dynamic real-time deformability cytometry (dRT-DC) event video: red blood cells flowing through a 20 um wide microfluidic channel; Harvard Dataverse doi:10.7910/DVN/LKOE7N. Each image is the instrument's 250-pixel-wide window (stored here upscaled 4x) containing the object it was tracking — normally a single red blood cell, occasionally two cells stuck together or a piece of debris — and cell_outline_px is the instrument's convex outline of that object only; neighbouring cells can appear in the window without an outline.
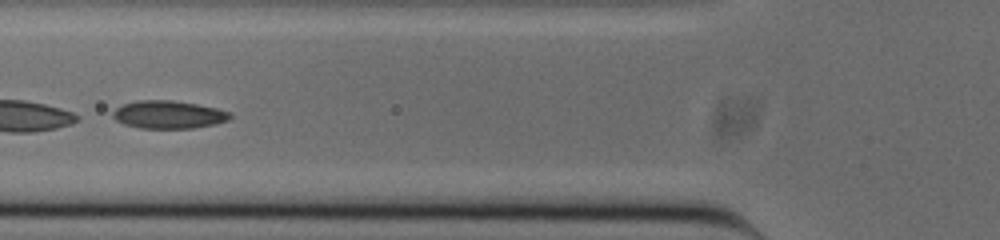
{"species": "common noctule bat (a hibernating species)", "species_latin": "Nyctalus noctula", "temperature_condition": "cold", "stored_images_in_passage": 44, "camera_frame_rate_fps": 3000, "um_per_image_px": 0.085, "animal": {"sex": "male", "body_mass_g": 20.0, "forearm_length_mm": 53.3}, "frame": {"image": 1, "passage_image": 13, "time_ms": 4.0, "image_size_px": [1000, 240], "cell_outline_px": [[232, 116], [228, 120], [216, 124], [192, 128], [140, 128], [124, 124], [116, 120], [112, 116], [112, 112], [116, 108], [124, 104], [140, 100], [172, 100], [196, 104], [216, 108], [232, 112]], "centroid_in_image_um": [14.34, 9.74], "position_along_channel_um": 111.5, "area_um2": 19.02}, "authors_computed_cell_mechanics": {"area_um2": 19.074, "velocity_mm_per_s": 3.8343, "shape_relaxation_time_tau1_ms": 3.9274, "shape_relaxation_time_tau2_ms": 1.6177, "deformation_change_tau1": 0.1417, "deformation_change_tau2": 0.075}}